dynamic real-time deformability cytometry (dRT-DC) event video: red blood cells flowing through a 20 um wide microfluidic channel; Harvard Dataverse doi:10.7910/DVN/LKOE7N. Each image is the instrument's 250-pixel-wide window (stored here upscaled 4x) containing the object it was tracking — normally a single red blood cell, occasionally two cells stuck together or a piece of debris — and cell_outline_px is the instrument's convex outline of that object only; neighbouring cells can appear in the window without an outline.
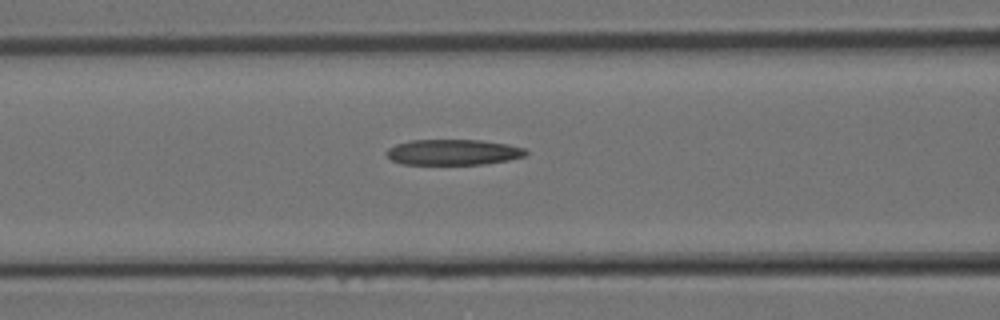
{"species": "Egyptian fruit bat (a non-hibernating species)", "species_latin": "Rousettus aegyptiacus", "temperature_condition": "room temperature", "stored_images_in_passage": 10, "segment_of_instrument_passage": [1, 2], "camera_frame_rate_fps": 3000, "um_per_image_px": 0.085, "animal": {"sex": "female"}, "frame": {"image": 1, "passage_image": 7, "time_ms": 2.0, "image_size_px": [1000, 320], "cell_outline_px": [[528, 152], [524, 156], [508, 160], [484, 164], [404, 164], [392, 160], [384, 152], [388, 148], [396, 144], [412, 140], [480, 140], [508, 144], [524, 148]], "centroid_in_image_um": [38.51, 12.93], "position_along_channel_um": 128.1, "area_um2": 20.75}}
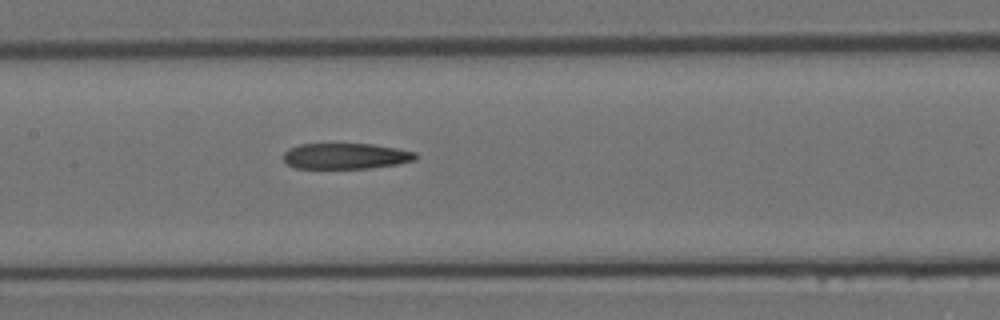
{"frame": {"image": 2, "passage_image": 9, "time_ms": 2.667, "image_size_px": [1000, 320], "cell_outline_px": [[420, 156], [416, 160], [396, 164], [368, 168], [296, 168], [288, 164], [284, 160], [284, 152], [288, 148], [300, 144], [372, 144], [396, 148], [416, 152]], "centroid_in_image_um": [29.41, 13.26], "position_along_channel_um": 178.0, "area_um2": 19.88}}